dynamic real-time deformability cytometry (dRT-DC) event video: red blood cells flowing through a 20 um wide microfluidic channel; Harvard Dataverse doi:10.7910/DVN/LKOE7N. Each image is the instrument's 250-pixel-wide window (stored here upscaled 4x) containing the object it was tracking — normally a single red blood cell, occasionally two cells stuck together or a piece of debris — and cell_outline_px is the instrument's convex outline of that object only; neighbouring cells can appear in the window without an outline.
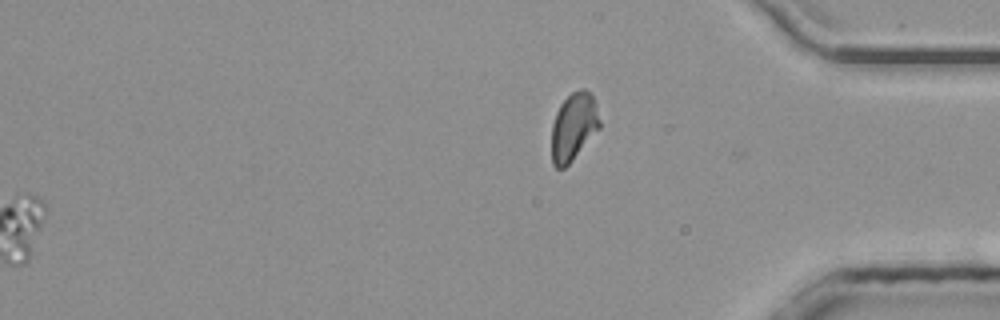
{"species": "common noctule bat (a hibernating species)", "species_latin": "Nyctalus noctula", "temperature_condition": "room temperature", "stored_images_in_passage": 44, "segment_of_instrument_passage": [2, 2], "camera_frame_rate_fps": 3000, "um_per_image_px": 0.085, "animal": {"sex": "male", "body_mass_g": 20.4}, "frame": {"image": 1, "passage_image": 44, "time_ms": 14.333, "image_size_px": [1000, 320], "cell_outline_px": [[600, 128], [572, 160], [564, 168], [556, 168], [552, 164], [552, 124], [556, 112], [560, 104], [572, 92], [580, 88], [584, 88], [592, 96], [596, 104], [600, 120]], "centroid_in_image_um": [48.75, 10.76], "position_along_channel_um": 386.4, "area_um2": 18.9}}